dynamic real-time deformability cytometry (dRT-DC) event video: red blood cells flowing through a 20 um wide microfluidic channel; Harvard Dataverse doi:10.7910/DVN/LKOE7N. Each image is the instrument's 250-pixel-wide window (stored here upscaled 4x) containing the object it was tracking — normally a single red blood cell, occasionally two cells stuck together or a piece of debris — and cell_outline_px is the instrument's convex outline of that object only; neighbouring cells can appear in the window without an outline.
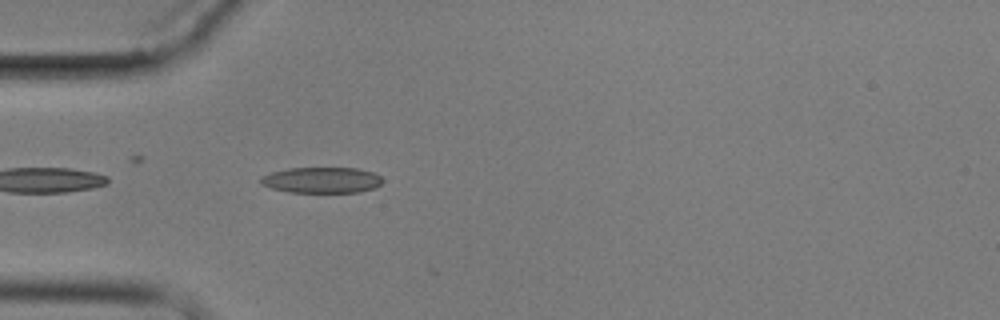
{"species": "common noctule bat (a hibernating species)", "species_latin": "Nyctalus noctula", "temperature_condition": "cold", "stored_images_in_passage": 5, "camera_frame_rate_fps": 3000, "um_per_image_px": 0.085, "animal": {"sex": "male", "body_mass_g": 17.9}, "frame": {"image": 1, "passage_image": 5, "time_ms": 5.333, "image_size_px": [1000, 320], "cell_outline_px": [[384, 180], [380, 184], [372, 188], [360, 192], [288, 192], [272, 188], [260, 184], [260, 176], [272, 172], [288, 168], [356, 168], [372, 172], [380, 176]], "centroid_in_image_um": [27.32, 15.3], "position_along_channel_um": 57.7, "area_um2": 18.32}}